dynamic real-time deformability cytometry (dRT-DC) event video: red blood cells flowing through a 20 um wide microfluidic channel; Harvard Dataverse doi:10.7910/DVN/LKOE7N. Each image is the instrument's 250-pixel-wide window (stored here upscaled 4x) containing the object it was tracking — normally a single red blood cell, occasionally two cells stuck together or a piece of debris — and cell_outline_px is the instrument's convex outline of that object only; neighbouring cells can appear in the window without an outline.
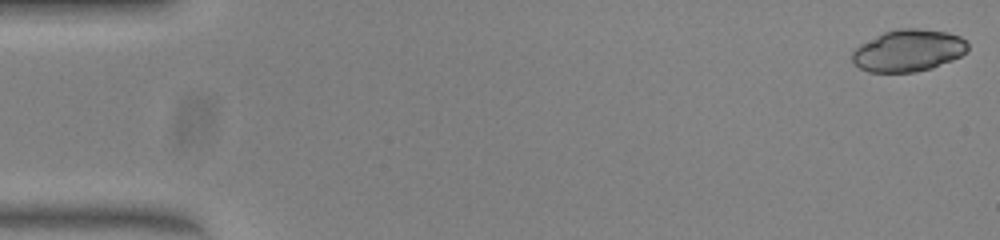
{"species": "common noctule bat (a hibernating species)", "species_latin": "Nyctalus noctula", "temperature_condition": "warm", "stored_images_in_passage": 50, "camera_frame_rate_fps": 3000, "um_per_image_px": 0.085, "animal": {"sex": "female", "body_mass_g": 23.0, "forearm_length_mm": 53.4}, "frame": {"image": 1, "passage_image": 1, "time_ms": 0.0, "image_size_px": [1000, 240], "cell_outline_px": [[968, 52], [952, 60], [932, 68], [916, 72], [868, 72], [852, 64], [852, 52], [860, 44], [884, 32], [896, 28], [920, 28], [948, 32], [960, 36], [968, 44]], "centroid_in_image_um": [77.21, 4.3], "position_along_channel_um": 7.8, "area_um2": 28.5}}
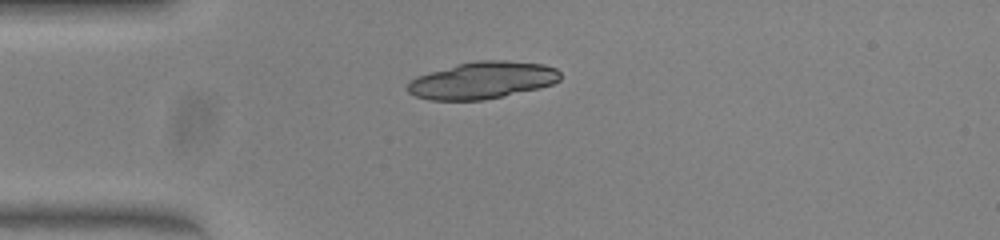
{"frame": {"image": 2, "passage_image": 13, "time_ms": 4.0, "image_size_px": [1000, 240], "cell_outline_px": [[560, 80], [552, 84], [540, 88], [504, 96], [484, 100], [428, 100], [416, 96], [408, 92], [404, 88], [416, 76], [456, 64], [476, 60], [504, 60], [544, 64], [556, 68], [560, 72]], "centroid_in_image_um": [41.0, 6.82], "position_along_channel_um": 44.0, "area_um2": 33.18}}